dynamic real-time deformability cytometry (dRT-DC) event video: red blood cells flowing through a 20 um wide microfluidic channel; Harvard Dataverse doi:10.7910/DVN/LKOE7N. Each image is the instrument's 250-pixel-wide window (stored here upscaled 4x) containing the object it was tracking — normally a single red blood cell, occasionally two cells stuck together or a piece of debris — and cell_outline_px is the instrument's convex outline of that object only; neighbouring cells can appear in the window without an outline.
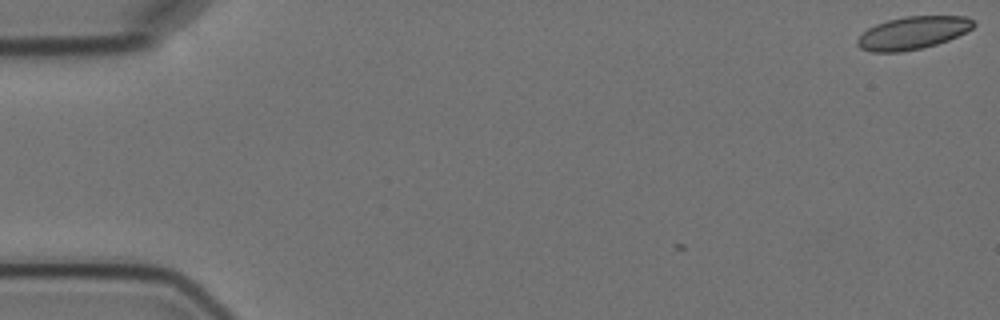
{"species": "Egyptian fruit bat (a non-hibernating species)", "species_latin": "Rousettus aegyptiacus", "temperature_condition": "cold", "stored_images_in_passage": 4, "camera_frame_rate_fps": 3000, "um_per_image_px": 0.085, "animal": {"sex": "female"}, "frame": {"image": 1, "passage_image": 1, "time_ms": 0.0, "image_size_px": [1000, 320], "cell_outline_px": [[976, 24], [972, 28], [948, 40], [936, 44], [920, 48], [900, 52], [872, 52], [860, 48], [856, 44], [856, 40], [868, 28], [876, 24], [888, 20], [904, 16], [964, 16], [972, 20]], "centroid_in_image_um": [77.55, 2.79], "position_along_channel_um": 7.4, "area_um2": 21.96}}